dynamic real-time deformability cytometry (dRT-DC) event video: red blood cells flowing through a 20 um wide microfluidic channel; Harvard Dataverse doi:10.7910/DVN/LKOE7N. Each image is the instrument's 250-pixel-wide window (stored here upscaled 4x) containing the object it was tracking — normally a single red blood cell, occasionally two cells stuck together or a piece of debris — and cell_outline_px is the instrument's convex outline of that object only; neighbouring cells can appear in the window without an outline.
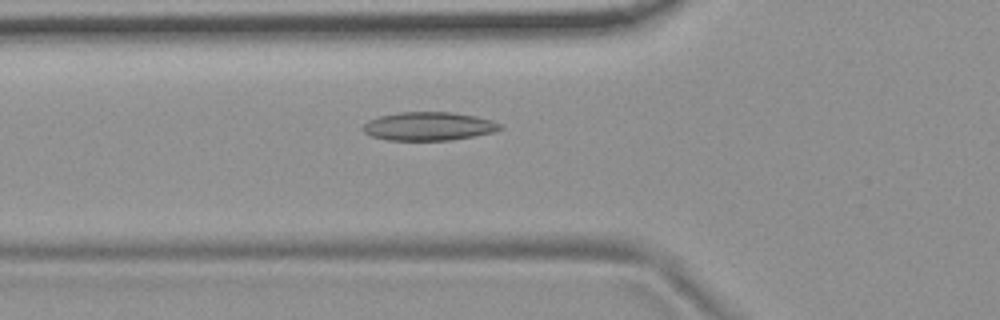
{"species": "common noctule bat (a hibernating species)", "species_latin": "Nyctalus noctula", "temperature_condition": "room temperature", "stored_images_in_passage": 46, "camera_frame_rate_fps": 3000, "um_per_image_px": 0.085, "animal": {"sex": "female", "body_mass_g": 19.9}, "frame": {"image": 1, "passage_image": 14, "time_ms": 4.333, "image_size_px": [1000, 320], "cell_outline_px": [[504, 128], [496, 132], [452, 140], [388, 140], [372, 136], [364, 132], [360, 128], [368, 120], [380, 116], [400, 112], [452, 112], [476, 116], [492, 120], [500, 124]], "centroid_in_image_um": [36.46, 10.73], "position_along_channel_um": 89.3, "area_um2": 22.89}}
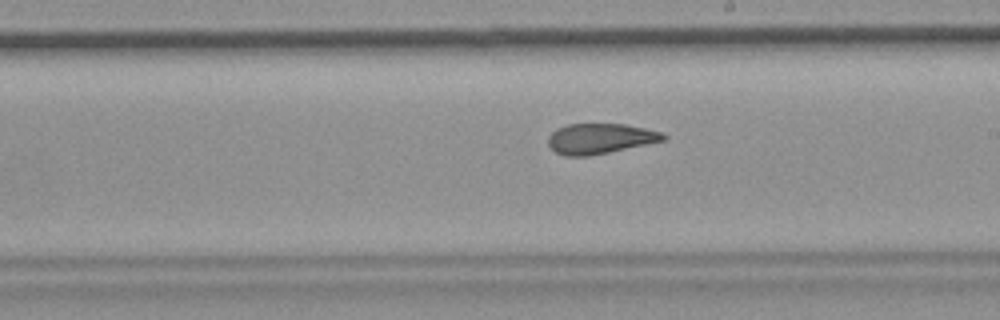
{"frame": {"image": 2, "passage_image": 26, "time_ms": 8.333, "image_size_px": [1000, 320], "cell_outline_px": [[668, 136], [664, 140], [608, 152], [588, 156], [564, 156], [556, 152], [548, 144], [548, 136], [556, 128], [568, 124], [624, 124], [664, 132]], "centroid_in_image_um": [50.99, 11.77], "position_along_channel_um": 238.0, "area_um2": 20.23}}
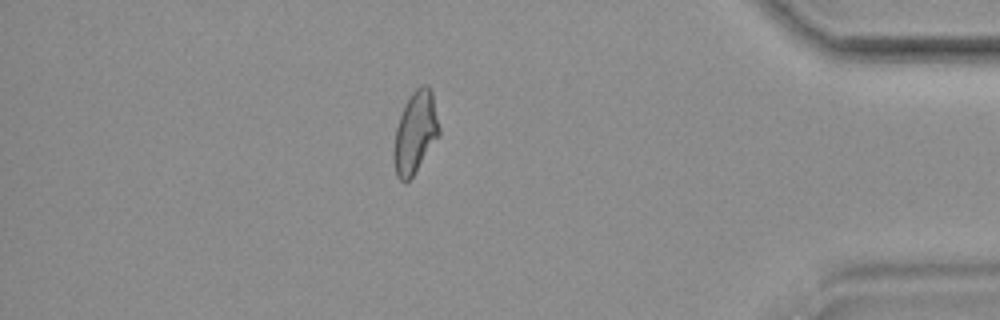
{"frame": {"image": 3, "passage_image": 42, "time_ms": 13.667, "image_size_px": [1000, 320], "cell_outline_px": [[440, 136], [412, 176], [404, 184], [396, 176], [392, 156], [392, 148], [396, 128], [400, 116], [412, 92], [420, 84], [428, 84], [432, 88], [440, 128]], "centroid_in_image_um": [35.3, 11.26], "position_along_channel_um": 399.9, "area_um2": 21.96}}